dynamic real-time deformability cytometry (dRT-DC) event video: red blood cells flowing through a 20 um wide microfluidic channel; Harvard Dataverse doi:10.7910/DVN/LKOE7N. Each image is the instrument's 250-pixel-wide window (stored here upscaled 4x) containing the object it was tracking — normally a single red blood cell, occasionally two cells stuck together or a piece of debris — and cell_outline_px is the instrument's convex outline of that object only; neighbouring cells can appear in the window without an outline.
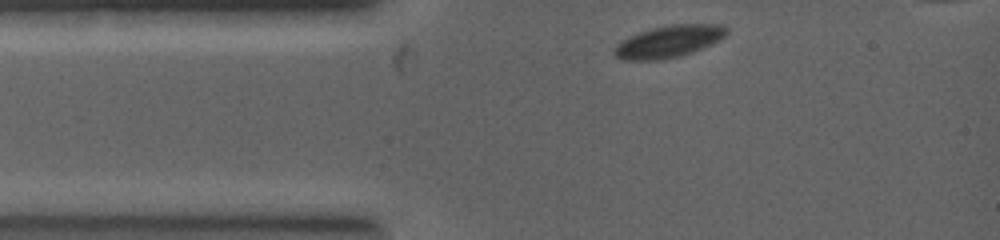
{"species": "common noctule bat (a hibernating species)", "species_latin": "Nyctalus noctula", "temperature_condition": "warm", "stored_images_in_passage": 20, "camera_frame_rate_fps": 5000, "um_per_image_px": 0.085, "animal": {"sex": "female", "body_mass_g": 19.0, "forearm_length_mm": 53.3}, "frame": {"image": 1, "passage_image": 1, "time_ms": 0.0, "image_size_px": [1000, 240], "cell_outline_px": [[728, 32], [724, 36], [700, 48], [680, 56], [660, 60], [624, 60], [616, 56], [612, 52], [628, 36], [652, 28], [672, 24], [720, 24], [728, 28]], "centroid_in_image_um": [56.83, 3.52], "position_along_channel_um": 28.2, "area_um2": 20.46}}
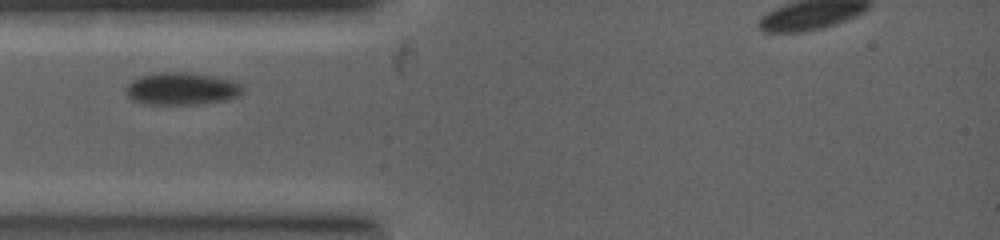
{"frame": {"image": 2, "passage_image": 7, "time_ms": 1.0, "image_size_px": [1000, 240], "cell_outline_px": [[240, 92], [236, 96], [220, 100], [196, 104], [152, 104], [132, 100], [128, 96], [124, 88], [132, 80], [140, 76], [160, 72], [184, 72], [212, 76], [228, 80], [236, 84], [240, 88]], "centroid_in_image_um": [15.31, 7.53], "position_along_channel_um": 69.7, "area_um2": 21.27}}